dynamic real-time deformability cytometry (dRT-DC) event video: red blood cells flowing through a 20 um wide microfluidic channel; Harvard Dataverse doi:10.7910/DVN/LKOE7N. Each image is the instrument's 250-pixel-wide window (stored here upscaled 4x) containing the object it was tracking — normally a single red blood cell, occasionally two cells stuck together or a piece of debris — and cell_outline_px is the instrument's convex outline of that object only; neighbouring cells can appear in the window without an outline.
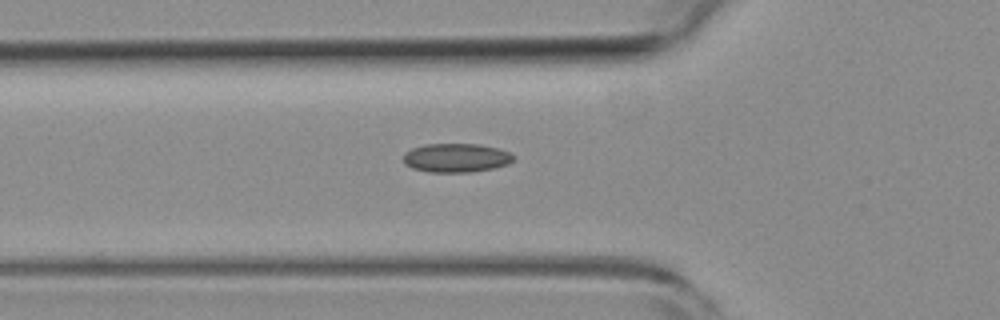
{"species": "common noctule bat (a hibernating species)", "species_latin": "Nyctalus noctula", "temperature_condition": "room temperature", "stored_images_in_passage": 38, "camera_frame_rate_fps": 3000, "um_per_image_px": 0.085, "animal": {"sex": "female", "body_mass_g": 19.3, "forearm_length_mm": 54.1}, "frame": {"image": 1, "passage_image": 3, "time_ms": 0.667, "image_size_px": [1000, 320], "cell_outline_px": [[516, 156], [508, 164], [496, 168], [472, 172], [428, 172], [412, 168], [404, 164], [404, 152], [412, 148], [424, 144], [480, 144], [496, 148], [508, 152]], "centroid_in_image_um": [38.76, 13.42], "position_along_channel_um": 87.0, "area_um2": 18.67}}
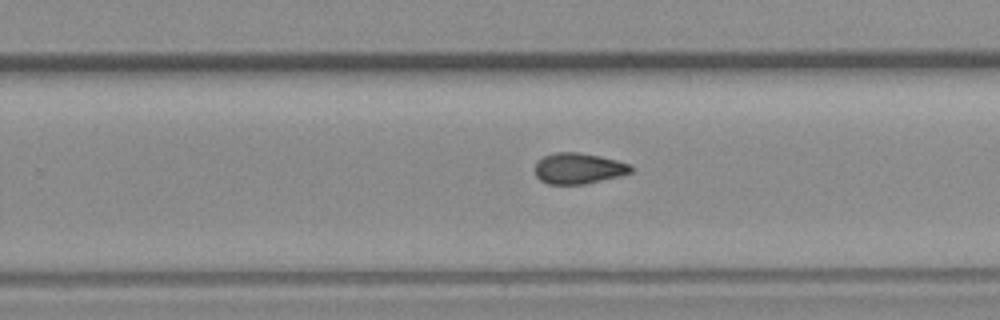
{"frame": {"image": 2, "passage_image": 18, "time_ms": 5.667, "image_size_px": [1000, 320], "cell_outline_px": [[632, 172], [620, 176], [584, 184], [548, 184], [540, 180], [536, 176], [536, 164], [544, 156], [556, 152], [576, 152], [600, 156], [632, 164]], "centroid_in_image_um": [49.2, 14.32], "position_along_channel_um": 280.6, "area_um2": 17.17}}
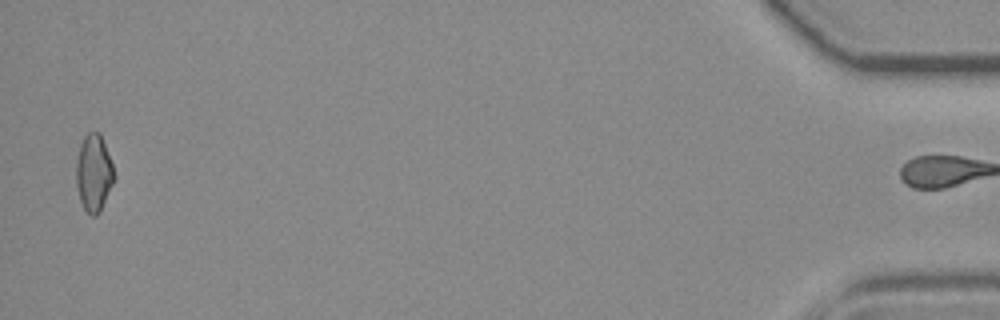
{"frame": {"image": 3, "passage_image": 37, "time_ms": 12.0, "image_size_px": [1000, 320], "cell_outline_px": [[116, 176], [100, 212], [96, 216], [92, 216], [84, 208], [80, 200], [76, 184], [76, 164], [80, 144], [84, 136], [88, 132], [100, 132], [112, 164]], "centroid_in_image_um": [7.97, 14.7], "position_along_channel_um": 427.2, "area_um2": 16.99}, "authors_computed_cell_mechanics": {"area_um2": 17.1377, "velocity_mm_per_s": 3.8682, "shape_relaxation_time_tau1_ms": null, "shape_relaxation_time_tau2_ms": 4.8466, "deformation_change_tau1": null, "deformation_change_tau2": 0.107}}